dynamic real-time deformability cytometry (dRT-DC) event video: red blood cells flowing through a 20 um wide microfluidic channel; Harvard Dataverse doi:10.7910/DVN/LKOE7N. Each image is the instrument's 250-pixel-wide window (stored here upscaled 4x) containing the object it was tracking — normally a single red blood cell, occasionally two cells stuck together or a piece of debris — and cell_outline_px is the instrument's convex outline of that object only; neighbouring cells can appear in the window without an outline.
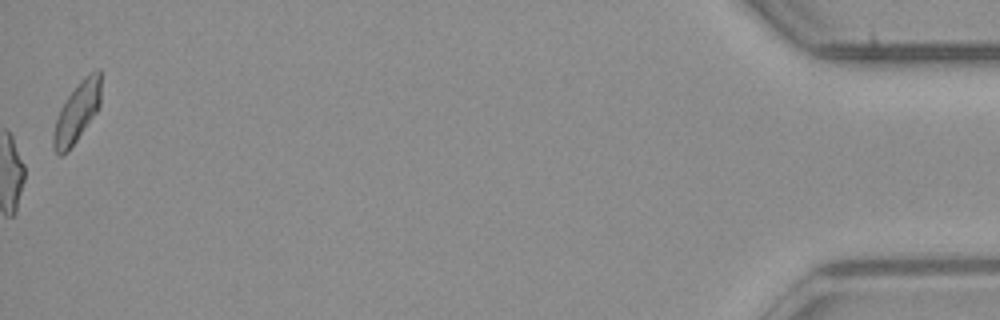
{"species": "common noctule bat (a hibernating species)", "species_latin": "Nyctalus noctula", "temperature_condition": "room temperature", "stored_images_in_passage": 53, "camera_frame_rate_fps": 3000, "um_per_image_px": 0.085, "animal": {"sex": "male", "body_mass_g": 23.1, "forearm_length_mm": 52.7}, "frame": {"image": 1, "passage_image": 53, "time_ms": 17.333, "image_size_px": [1000, 320], "cell_outline_px": [[100, 104], [96, 112], [68, 152], [60, 156], [52, 148], [52, 136], [56, 120], [60, 108], [68, 96], [80, 80], [88, 72], [96, 68], [100, 68]], "centroid_in_image_um": [6.53, 9.53], "position_along_channel_um": 428.7, "area_um2": 16.59}, "authors_computed_cell_mechanics": {"area_um2": 16.473, "velocity_mm_per_s": 3.9598, "shape_relaxation_time_tau1_ms": null, "shape_relaxation_time_tau2_ms": 1.3613, "deformation_change_tau1": null, "deformation_change_tau2": 0.0717}}